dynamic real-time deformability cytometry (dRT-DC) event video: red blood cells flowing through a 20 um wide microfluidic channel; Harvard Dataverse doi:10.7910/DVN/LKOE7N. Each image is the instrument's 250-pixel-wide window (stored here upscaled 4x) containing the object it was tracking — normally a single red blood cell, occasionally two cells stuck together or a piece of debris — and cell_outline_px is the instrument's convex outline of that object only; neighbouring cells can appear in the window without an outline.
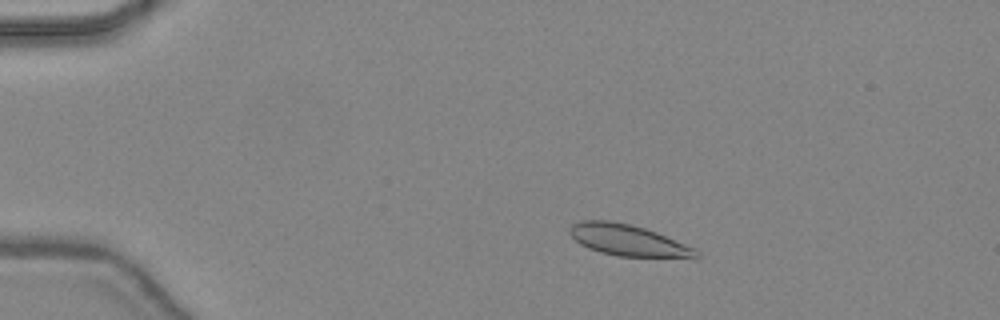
{"species": "common noctule bat (a hibernating species)", "species_latin": "Nyctalus noctula", "temperature_condition": "warm", "stored_images_in_passage": 46, "camera_frame_rate_fps": 3000, "um_per_image_px": 0.085, "animal": {"sex": "female", "body_mass_g": 24.6, "forearm_length_mm": 56.2}, "frame": {"image": 1, "passage_image": 8, "time_ms": 2.333, "image_size_px": [1000, 320], "cell_outline_px": [[700, 256], [696, 260], [616, 256], [600, 252], [588, 248], [580, 244], [568, 232], [568, 228], [572, 224], [584, 220], [608, 220], [628, 224], [644, 228], [656, 232], [696, 248], [700, 252]], "centroid_in_image_um": [53.5, 20.47], "position_along_channel_um": 31.5, "area_um2": 23.81}}
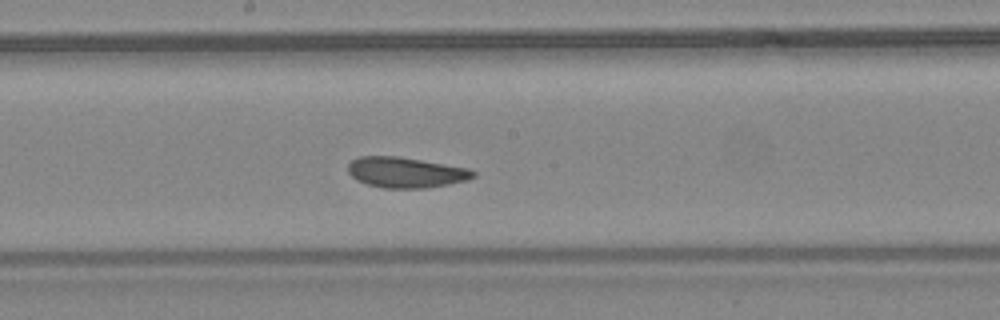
{"frame": {"image": 2, "passage_image": 25, "time_ms": 8.0, "image_size_px": [1000, 320], "cell_outline_px": [[476, 176], [468, 180], [428, 188], [384, 188], [368, 184], [356, 180], [348, 172], [348, 164], [352, 160], [360, 156], [396, 156], [468, 168], [476, 172]], "centroid_in_image_um": [34.49, 14.66], "position_along_channel_um": 213.7, "area_um2": 22.2}}
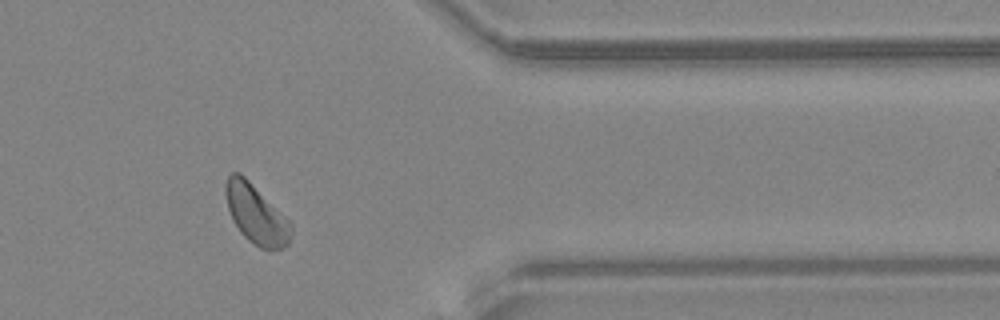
{"frame": {"image": 3, "passage_image": 38, "time_ms": 12.333, "image_size_px": [1000, 320], "cell_outline_px": [[292, 232], [288, 244], [284, 248], [260, 248], [248, 240], [240, 232], [232, 220], [228, 208], [224, 192], [224, 188], [228, 176], [232, 172], [240, 172], [292, 224]], "centroid_in_image_um": [21.74, 18.21], "position_along_channel_um": 389.7, "area_um2": 22.2}, "authors_computed_cell_mechanics": {"area_um2": 22.5131, "velocity_mm_per_s": 4.4075, "shape_relaxation_time_tau1_ms": 7.4397, "shape_relaxation_time_tau2_ms": 1.3108, "deformation_change_tau1": 0.1255, "deformation_change_tau2": 0.0516}}